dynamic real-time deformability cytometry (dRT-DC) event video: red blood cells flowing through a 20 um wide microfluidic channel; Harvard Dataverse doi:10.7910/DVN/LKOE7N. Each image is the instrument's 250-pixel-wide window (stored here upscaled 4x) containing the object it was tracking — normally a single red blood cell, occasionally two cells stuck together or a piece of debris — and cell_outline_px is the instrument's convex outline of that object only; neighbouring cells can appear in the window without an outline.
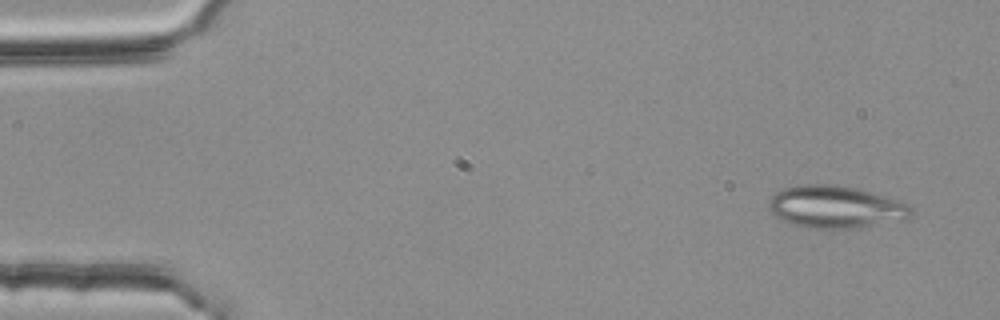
{"species": "common noctule bat (a hibernating species)", "species_latin": "Nyctalus noctula", "temperature_condition": "room temperature", "stored_images_in_passage": 4, "camera_frame_rate_fps": 3000, "um_per_image_px": 0.085, "animal": {"sex": "female", "body_mass_g": 25.1}, "frame": {"image": 1, "passage_image": 1, "time_ms": 0.0, "image_size_px": [1000, 320], "cell_outline_px": [[912, 216], [908, 220], [848, 228], [812, 228], [792, 224], [776, 216], [768, 208], [768, 200], [776, 192], [784, 188], [796, 184], [836, 184], [860, 188], [908, 204], [912, 208]], "centroid_in_image_um": [71.03, 17.57], "position_along_channel_um": 14.0, "area_um2": 35.26}}